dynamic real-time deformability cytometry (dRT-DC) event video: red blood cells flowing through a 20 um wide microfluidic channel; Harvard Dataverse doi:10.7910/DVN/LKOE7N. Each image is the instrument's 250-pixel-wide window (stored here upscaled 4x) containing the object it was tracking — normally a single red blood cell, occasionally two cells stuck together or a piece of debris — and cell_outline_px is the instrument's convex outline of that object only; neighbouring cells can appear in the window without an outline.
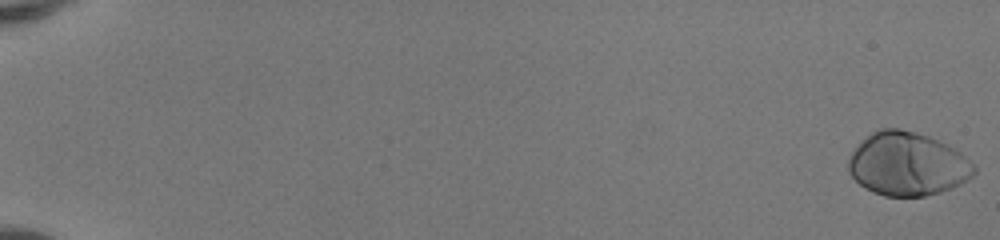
{"species": "human", "species_latin": "Homo sapiens", "temperature_condition": "room temperature", "stored_images_in_passage": 52, "camera_frame_rate_fps": 3000, "um_per_image_px": 0.085, "donor": {"sex": "female"}, "frame": {"image": 1, "passage_image": 1, "time_ms": 0.0, "image_size_px": [1000, 240], "cell_outline_px": [[976, 172], [972, 176], [960, 184], [940, 192], [924, 196], [884, 196], [872, 192], [864, 188], [848, 172], [848, 160], [852, 152], [876, 128], [900, 128], [928, 136], [960, 152], [976, 168]], "centroid_in_image_um": [77.11, 13.95], "position_along_channel_um": 7.9, "area_um2": 46.01}}
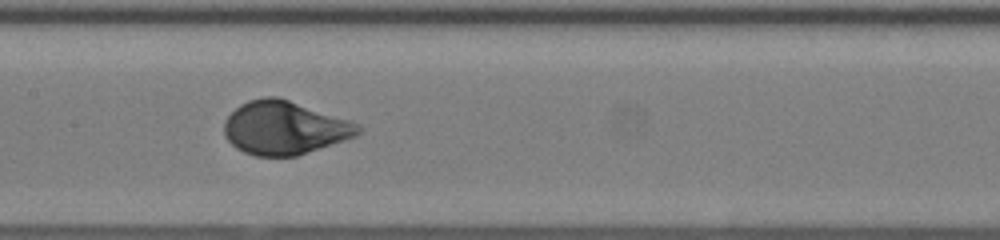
{"frame": {"image": 2, "passage_image": 29, "time_ms": 9.333, "image_size_px": [1000, 240], "cell_outline_px": [[360, 132], [356, 136], [296, 156], [256, 156], [244, 152], [236, 148], [224, 136], [224, 120], [240, 104], [248, 100], [264, 96], [276, 96], [348, 120], [356, 124], [360, 128]], "centroid_in_image_um": [24.12, 10.87], "position_along_channel_um": 183.3, "area_um2": 41.21}}
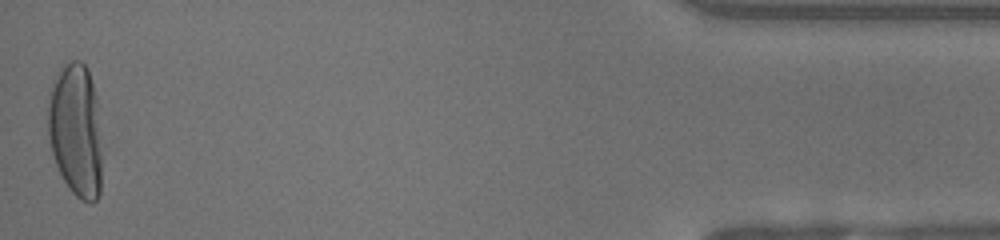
{"frame": {"image": 3, "passage_image": 52, "time_ms": 17.0, "image_size_px": [1000, 240], "cell_outline_px": [[100, 192], [96, 200], [80, 200], [68, 188], [56, 164], [48, 140], [48, 92], [52, 80], [64, 64], [68, 60], [80, 60], [88, 68], [96, 96], [100, 152]], "centroid_in_image_um": [6.4, 11.01], "position_along_channel_um": 428.8, "area_um2": 41.91}, "authors_computed_cell_mechanics": {"area_um2": 42.3096, "velocity_mm_per_s": 4.1415, "shape_relaxation_time_tau1_ms": 2.7392, "shape_relaxation_time_tau2_ms": null, "deformation_change_tau1": 0.1921, "deformation_change_tau2": null}}